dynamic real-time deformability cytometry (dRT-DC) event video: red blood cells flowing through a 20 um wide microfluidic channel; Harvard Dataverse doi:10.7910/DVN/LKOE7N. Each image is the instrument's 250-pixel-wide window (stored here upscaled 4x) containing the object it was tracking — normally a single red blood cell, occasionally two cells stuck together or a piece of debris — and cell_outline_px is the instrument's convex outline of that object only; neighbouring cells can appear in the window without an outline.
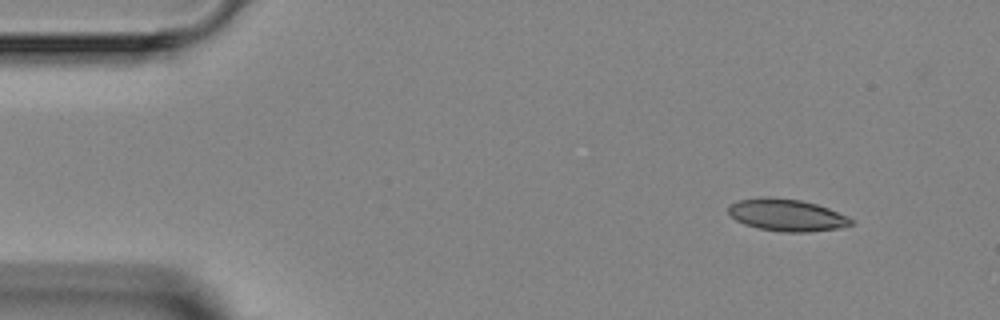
{"species": "Egyptian fruit bat (a non-hibernating species)", "species_latin": "Rousettus aegyptiacus", "temperature_condition": "room temperature", "stored_images_in_passage": 4, "camera_frame_rate_fps": 3000, "um_per_image_px": 0.085, "animal": {"sex": "female"}, "frame": {"image": 1, "passage_image": 1, "time_ms": 0.0, "image_size_px": [1000, 320], "cell_outline_px": [[852, 224], [840, 228], [808, 232], [780, 232], [760, 228], [744, 224], [736, 220], [728, 212], [728, 204], [740, 200], [800, 200], [816, 204], [828, 208], [852, 220]], "centroid_in_image_um": [66.88, 18.33], "position_along_channel_um": 18.1, "area_um2": 21.85}}